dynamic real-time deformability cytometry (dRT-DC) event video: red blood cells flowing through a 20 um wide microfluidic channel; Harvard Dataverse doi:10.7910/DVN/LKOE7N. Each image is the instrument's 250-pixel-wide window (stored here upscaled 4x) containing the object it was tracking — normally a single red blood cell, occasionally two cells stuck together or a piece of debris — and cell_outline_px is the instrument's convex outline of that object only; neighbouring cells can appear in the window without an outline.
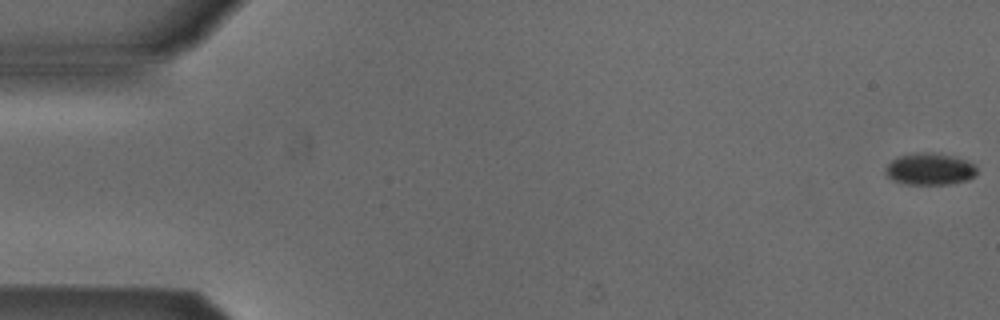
{"species": "Egyptian fruit bat (a non-hibernating species)", "species_latin": "Rousettus aegyptiacus", "temperature_condition": "cold", "stored_images_in_passage": 54, "camera_frame_rate_fps": 3000, "um_per_image_px": 0.085, "animal": {"sex": "male"}, "frame": {"image": 1, "passage_image": 1, "time_ms": 0.0, "image_size_px": [1000, 320], "cell_outline_px": [[976, 176], [968, 180], [948, 184], [908, 184], [892, 180], [884, 172], [884, 168], [892, 160], [900, 156], [924, 152], [932, 152], [952, 156], [968, 160], [976, 164]], "centroid_in_image_um": [79.06, 14.37], "position_along_channel_um": 5.9, "area_um2": 16.99}}
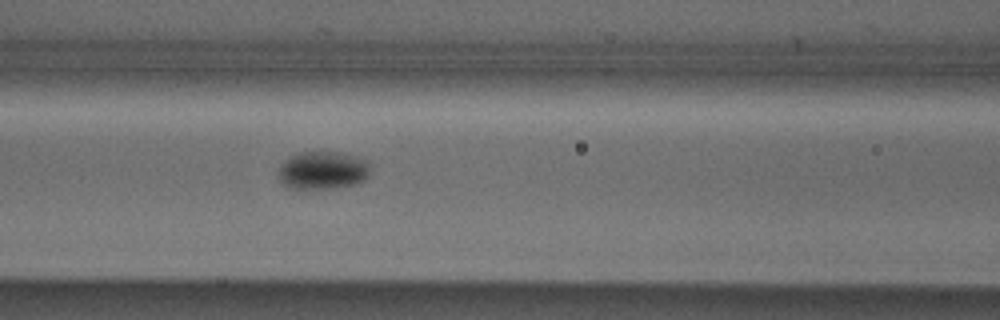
{"frame": {"image": 2, "passage_image": 23, "time_ms": 7.333, "image_size_px": [1000, 320], "cell_outline_px": [[368, 176], [364, 180], [352, 184], [332, 188], [288, 188], [280, 180], [280, 164], [288, 156], [296, 152], [344, 152], [368, 160]], "centroid_in_image_um": [27.42, 14.45], "position_along_channel_um": 139.2, "area_um2": 20.29}}
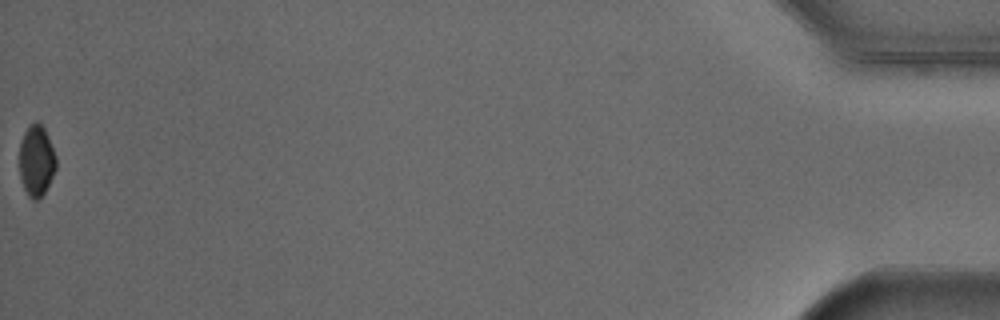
{"frame": {"image": 3, "passage_image": 54, "time_ms": 17.667, "image_size_px": [1000, 320], "cell_outline_px": [[56, 168], [44, 192], [36, 200], [32, 200], [28, 196], [24, 188], [20, 176], [20, 144], [24, 132], [36, 120], [44, 128], [48, 136], [56, 156]], "centroid_in_image_um": [3.1, 13.65], "position_along_channel_um": 432.1, "area_um2": 14.91}}